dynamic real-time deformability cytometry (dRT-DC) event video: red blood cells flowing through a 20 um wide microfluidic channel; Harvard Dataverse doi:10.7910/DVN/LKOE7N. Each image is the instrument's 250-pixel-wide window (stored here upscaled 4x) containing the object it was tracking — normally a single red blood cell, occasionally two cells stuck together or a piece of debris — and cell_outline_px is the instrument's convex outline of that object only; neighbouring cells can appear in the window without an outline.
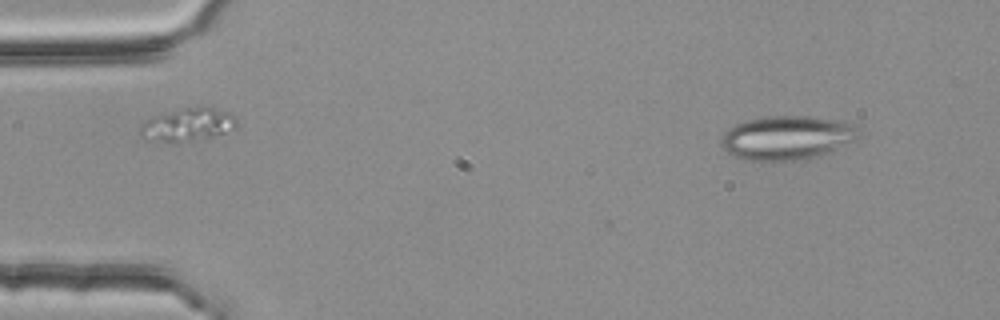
{"species": "common noctule bat (a hibernating species)", "species_latin": "Nyctalus noctula", "temperature_condition": "room temperature", "stored_images_in_passage": 2, "segment_of_instrument_passage": [2, 2], "camera_frame_rate_fps": 3000, "um_per_image_px": 0.085, "animal": {"sex": "female", "body_mass_g": 25.1}, "frame": {"image": 1, "passage_image": 2, "time_ms": 0.333, "image_size_px": [1000, 320], "cell_outline_px": [[860, 136], [856, 140], [832, 152], [804, 160], [744, 160], [732, 156], [720, 144], [720, 140], [724, 132], [736, 124], [748, 120], [768, 116], [808, 116], [840, 120], [856, 124]], "centroid_in_image_um": [66.94, 11.71], "position_along_channel_um": 18.1, "area_um2": 35.6}}